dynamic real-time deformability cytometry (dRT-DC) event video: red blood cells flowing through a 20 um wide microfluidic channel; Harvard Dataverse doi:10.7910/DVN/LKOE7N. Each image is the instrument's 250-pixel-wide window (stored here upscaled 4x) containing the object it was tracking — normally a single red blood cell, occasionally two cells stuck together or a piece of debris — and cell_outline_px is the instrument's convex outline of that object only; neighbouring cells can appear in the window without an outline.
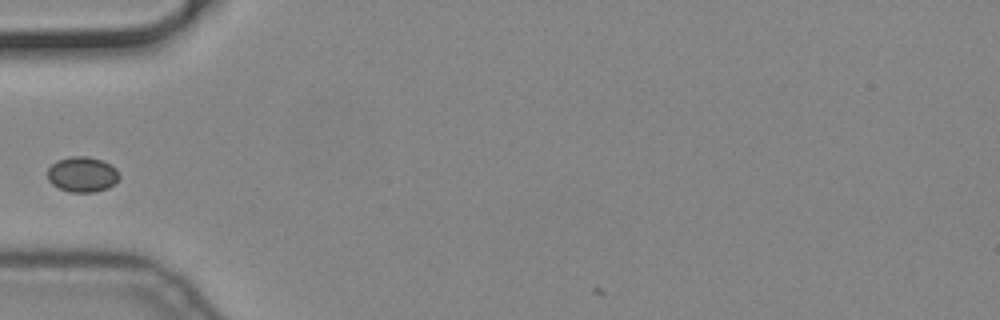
{"species": "common noctule bat (a hibernating species)", "species_latin": "Nyctalus noctula", "temperature_condition": "cold", "stored_images_in_passage": 33, "camera_frame_rate_fps": 3000, "um_per_image_px": 0.085, "animal": {"sex": "male", "body_mass_g": 19.2, "forearm_length_mm": 51.8}, "frame": {"image": 1, "passage_image": 1, "time_ms": 0.0, "image_size_px": [1000, 320], "cell_outline_px": [[120, 176], [108, 188], [92, 192], [68, 192], [52, 184], [48, 180], [48, 168], [56, 160], [68, 156], [88, 156], [100, 160], [116, 168], [120, 172]], "centroid_in_image_um": [6.97, 14.81], "position_along_channel_um": 78.0, "area_um2": 14.74}}
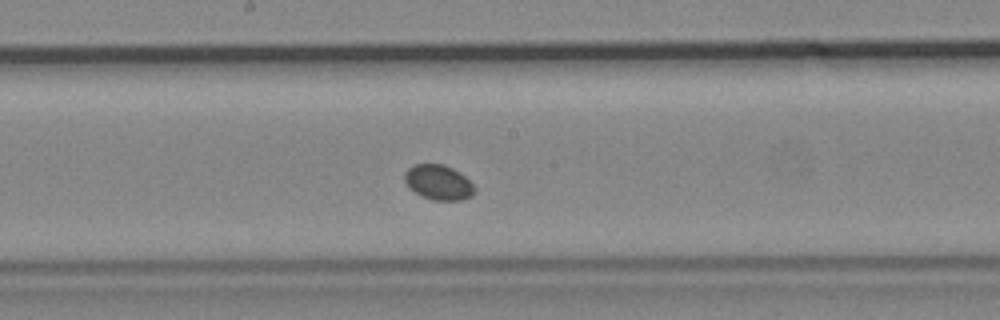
{"frame": {"image": 2, "passage_image": 12, "time_ms": 3.667, "image_size_px": [1000, 320], "cell_outline_px": [[476, 188], [472, 196], [460, 200], [432, 200], [408, 188], [404, 180], [404, 172], [412, 164], [444, 164], [460, 172]], "centroid_in_image_um": [37.25, 15.49], "position_along_channel_um": 211.0, "area_um2": 14.28}}
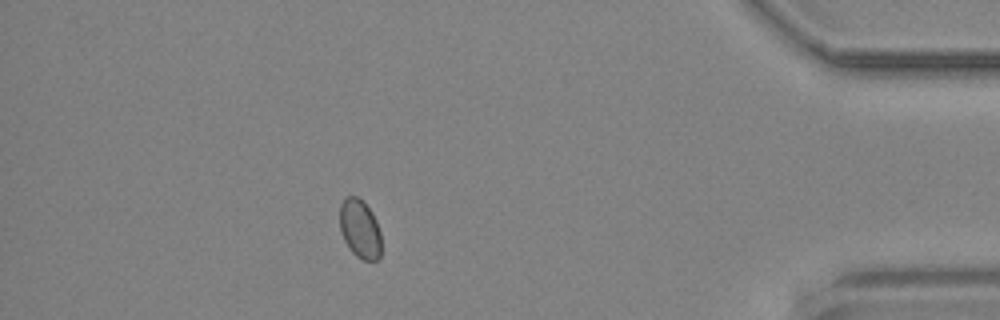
{"frame": {"image": 3, "passage_image": 32, "time_ms": 10.333, "image_size_px": [1000, 320], "cell_outline_px": [[380, 260], [364, 260], [356, 256], [352, 252], [344, 240], [340, 232], [340, 204], [344, 196], [356, 196], [372, 212], [376, 220], [380, 232]], "centroid_in_image_um": [30.58, 19.46], "position_along_channel_um": 404.6, "area_um2": 14.22}}